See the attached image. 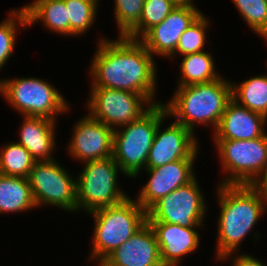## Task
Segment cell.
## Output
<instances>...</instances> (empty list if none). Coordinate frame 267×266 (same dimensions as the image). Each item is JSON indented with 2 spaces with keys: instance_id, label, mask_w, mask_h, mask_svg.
Segmentation results:
<instances>
[{
  "instance_id": "6da1fadb",
  "label": "cell",
  "mask_w": 267,
  "mask_h": 266,
  "mask_svg": "<svg viewBox=\"0 0 267 266\" xmlns=\"http://www.w3.org/2000/svg\"><path fill=\"white\" fill-rule=\"evenodd\" d=\"M89 66L90 88L130 91L145 96L153 105L157 94L158 67L155 57L139 41L117 36L99 37Z\"/></svg>"
},
{
  "instance_id": "7a4b0ae2",
  "label": "cell",
  "mask_w": 267,
  "mask_h": 266,
  "mask_svg": "<svg viewBox=\"0 0 267 266\" xmlns=\"http://www.w3.org/2000/svg\"><path fill=\"white\" fill-rule=\"evenodd\" d=\"M220 213L215 259L240 252V244L267 212V198L252 185H216Z\"/></svg>"
},
{
  "instance_id": "3957f363",
  "label": "cell",
  "mask_w": 267,
  "mask_h": 266,
  "mask_svg": "<svg viewBox=\"0 0 267 266\" xmlns=\"http://www.w3.org/2000/svg\"><path fill=\"white\" fill-rule=\"evenodd\" d=\"M232 99L230 79L220 77L208 83L177 86L164 105L169 119L195 134L198 125L217 129L228 102ZM196 126V127H195Z\"/></svg>"
},
{
  "instance_id": "277c9868",
  "label": "cell",
  "mask_w": 267,
  "mask_h": 266,
  "mask_svg": "<svg viewBox=\"0 0 267 266\" xmlns=\"http://www.w3.org/2000/svg\"><path fill=\"white\" fill-rule=\"evenodd\" d=\"M88 214L94 221L88 260H95L97 266L147 222L146 211L130 196L119 204Z\"/></svg>"
},
{
  "instance_id": "5b68a950",
  "label": "cell",
  "mask_w": 267,
  "mask_h": 266,
  "mask_svg": "<svg viewBox=\"0 0 267 266\" xmlns=\"http://www.w3.org/2000/svg\"><path fill=\"white\" fill-rule=\"evenodd\" d=\"M168 119L164 103L156 104L136 121L114 130L112 157L126 178L134 179L146 169L158 124Z\"/></svg>"
},
{
  "instance_id": "8992f818",
  "label": "cell",
  "mask_w": 267,
  "mask_h": 266,
  "mask_svg": "<svg viewBox=\"0 0 267 266\" xmlns=\"http://www.w3.org/2000/svg\"><path fill=\"white\" fill-rule=\"evenodd\" d=\"M51 82L37 77L0 79V95L21 116L45 117L54 121L70 112V104Z\"/></svg>"
},
{
  "instance_id": "52a82bcc",
  "label": "cell",
  "mask_w": 267,
  "mask_h": 266,
  "mask_svg": "<svg viewBox=\"0 0 267 266\" xmlns=\"http://www.w3.org/2000/svg\"><path fill=\"white\" fill-rule=\"evenodd\" d=\"M82 164L81 172L75 177L77 211L90 213L119 204L129 197L118 183V172H123L112 156Z\"/></svg>"
},
{
  "instance_id": "ba28073f",
  "label": "cell",
  "mask_w": 267,
  "mask_h": 266,
  "mask_svg": "<svg viewBox=\"0 0 267 266\" xmlns=\"http://www.w3.org/2000/svg\"><path fill=\"white\" fill-rule=\"evenodd\" d=\"M217 149L222 185H251L267 162V133L251 140H212Z\"/></svg>"
},
{
  "instance_id": "9c48e42d",
  "label": "cell",
  "mask_w": 267,
  "mask_h": 266,
  "mask_svg": "<svg viewBox=\"0 0 267 266\" xmlns=\"http://www.w3.org/2000/svg\"><path fill=\"white\" fill-rule=\"evenodd\" d=\"M198 179L178 187L156 201L147 211V222H165L182 227H204L207 200Z\"/></svg>"
},
{
  "instance_id": "30bf717a",
  "label": "cell",
  "mask_w": 267,
  "mask_h": 266,
  "mask_svg": "<svg viewBox=\"0 0 267 266\" xmlns=\"http://www.w3.org/2000/svg\"><path fill=\"white\" fill-rule=\"evenodd\" d=\"M55 159L35 161L28 180L38 207L50 205L77 212L76 178Z\"/></svg>"
},
{
  "instance_id": "8fae6325",
  "label": "cell",
  "mask_w": 267,
  "mask_h": 266,
  "mask_svg": "<svg viewBox=\"0 0 267 266\" xmlns=\"http://www.w3.org/2000/svg\"><path fill=\"white\" fill-rule=\"evenodd\" d=\"M89 91L85 104L88 114L112 130L136 121L154 106L139 93L109 88H90Z\"/></svg>"
},
{
  "instance_id": "7c38bea8",
  "label": "cell",
  "mask_w": 267,
  "mask_h": 266,
  "mask_svg": "<svg viewBox=\"0 0 267 266\" xmlns=\"http://www.w3.org/2000/svg\"><path fill=\"white\" fill-rule=\"evenodd\" d=\"M163 122L164 120L158 124L155 132L146 168L161 167L176 160L198 158L200 146L195 134L175 121L164 128Z\"/></svg>"
},
{
  "instance_id": "4fadbf2b",
  "label": "cell",
  "mask_w": 267,
  "mask_h": 266,
  "mask_svg": "<svg viewBox=\"0 0 267 266\" xmlns=\"http://www.w3.org/2000/svg\"><path fill=\"white\" fill-rule=\"evenodd\" d=\"M72 127V138L69 139L66 150L74 161L84 163L112 156L114 130L109 126L87 113Z\"/></svg>"
},
{
  "instance_id": "5bb4252c",
  "label": "cell",
  "mask_w": 267,
  "mask_h": 266,
  "mask_svg": "<svg viewBox=\"0 0 267 266\" xmlns=\"http://www.w3.org/2000/svg\"><path fill=\"white\" fill-rule=\"evenodd\" d=\"M196 160H176L161 167L144 169L149 179L137 194V203L147 211L160 198L192 181L197 176L194 169Z\"/></svg>"
},
{
  "instance_id": "9a60e30c",
  "label": "cell",
  "mask_w": 267,
  "mask_h": 266,
  "mask_svg": "<svg viewBox=\"0 0 267 266\" xmlns=\"http://www.w3.org/2000/svg\"><path fill=\"white\" fill-rule=\"evenodd\" d=\"M197 7L176 6L165 20L149 29L139 41L152 54L169 58L182 33L202 14Z\"/></svg>"
},
{
  "instance_id": "2e32d148",
  "label": "cell",
  "mask_w": 267,
  "mask_h": 266,
  "mask_svg": "<svg viewBox=\"0 0 267 266\" xmlns=\"http://www.w3.org/2000/svg\"><path fill=\"white\" fill-rule=\"evenodd\" d=\"M98 266H164L155 233L146 222Z\"/></svg>"
},
{
  "instance_id": "e0dca14e",
  "label": "cell",
  "mask_w": 267,
  "mask_h": 266,
  "mask_svg": "<svg viewBox=\"0 0 267 266\" xmlns=\"http://www.w3.org/2000/svg\"><path fill=\"white\" fill-rule=\"evenodd\" d=\"M153 229L164 266H179L182 257L196 252L202 227H182L165 222H148Z\"/></svg>"
},
{
  "instance_id": "ac0fdd59",
  "label": "cell",
  "mask_w": 267,
  "mask_h": 266,
  "mask_svg": "<svg viewBox=\"0 0 267 266\" xmlns=\"http://www.w3.org/2000/svg\"><path fill=\"white\" fill-rule=\"evenodd\" d=\"M267 118L231 99L221 117L212 140H251L264 136ZM265 126V128H264Z\"/></svg>"
},
{
  "instance_id": "d6986e66",
  "label": "cell",
  "mask_w": 267,
  "mask_h": 266,
  "mask_svg": "<svg viewBox=\"0 0 267 266\" xmlns=\"http://www.w3.org/2000/svg\"><path fill=\"white\" fill-rule=\"evenodd\" d=\"M16 142L23 145L35 161H49L55 158L56 121L45 117L23 116Z\"/></svg>"
},
{
  "instance_id": "ffe728a7",
  "label": "cell",
  "mask_w": 267,
  "mask_h": 266,
  "mask_svg": "<svg viewBox=\"0 0 267 266\" xmlns=\"http://www.w3.org/2000/svg\"><path fill=\"white\" fill-rule=\"evenodd\" d=\"M23 8L28 27L41 22L46 30L69 37V17L64 0H34Z\"/></svg>"
},
{
  "instance_id": "44dd1931",
  "label": "cell",
  "mask_w": 267,
  "mask_h": 266,
  "mask_svg": "<svg viewBox=\"0 0 267 266\" xmlns=\"http://www.w3.org/2000/svg\"><path fill=\"white\" fill-rule=\"evenodd\" d=\"M36 209L29 180L0 174V214L22 213Z\"/></svg>"
},
{
  "instance_id": "7402d4cb",
  "label": "cell",
  "mask_w": 267,
  "mask_h": 266,
  "mask_svg": "<svg viewBox=\"0 0 267 266\" xmlns=\"http://www.w3.org/2000/svg\"><path fill=\"white\" fill-rule=\"evenodd\" d=\"M211 52L202 51L182 56L179 80L176 86L208 83L221 77L216 70ZM219 73V74H218Z\"/></svg>"
},
{
  "instance_id": "603a6c76",
  "label": "cell",
  "mask_w": 267,
  "mask_h": 266,
  "mask_svg": "<svg viewBox=\"0 0 267 266\" xmlns=\"http://www.w3.org/2000/svg\"><path fill=\"white\" fill-rule=\"evenodd\" d=\"M241 82H231L232 99L267 118V73L249 77Z\"/></svg>"
},
{
  "instance_id": "cb8c5ba5",
  "label": "cell",
  "mask_w": 267,
  "mask_h": 266,
  "mask_svg": "<svg viewBox=\"0 0 267 266\" xmlns=\"http://www.w3.org/2000/svg\"><path fill=\"white\" fill-rule=\"evenodd\" d=\"M35 160L30 152L16 141L0 148V174L13 177H29Z\"/></svg>"
},
{
  "instance_id": "d4e9b609",
  "label": "cell",
  "mask_w": 267,
  "mask_h": 266,
  "mask_svg": "<svg viewBox=\"0 0 267 266\" xmlns=\"http://www.w3.org/2000/svg\"><path fill=\"white\" fill-rule=\"evenodd\" d=\"M20 28L28 29L24 8L10 9L8 17L0 21V70L10 60L16 48V38L18 30H21Z\"/></svg>"
},
{
  "instance_id": "484cf974",
  "label": "cell",
  "mask_w": 267,
  "mask_h": 266,
  "mask_svg": "<svg viewBox=\"0 0 267 266\" xmlns=\"http://www.w3.org/2000/svg\"><path fill=\"white\" fill-rule=\"evenodd\" d=\"M69 17V36H85L95 21L99 6L92 0H64Z\"/></svg>"
},
{
  "instance_id": "4316f807",
  "label": "cell",
  "mask_w": 267,
  "mask_h": 266,
  "mask_svg": "<svg viewBox=\"0 0 267 266\" xmlns=\"http://www.w3.org/2000/svg\"><path fill=\"white\" fill-rule=\"evenodd\" d=\"M176 6L172 0H145L139 23L125 37L139 40L149 29L165 20Z\"/></svg>"
},
{
  "instance_id": "83f0119b",
  "label": "cell",
  "mask_w": 267,
  "mask_h": 266,
  "mask_svg": "<svg viewBox=\"0 0 267 266\" xmlns=\"http://www.w3.org/2000/svg\"><path fill=\"white\" fill-rule=\"evenodd\" d=\"M209 19L202 13L181 35L175 52L169 59H175L176 55L185 56L188 54L205 51L207 29L210 26Z\"/></svg>"
},
{
  "instance_id": "f1b7e54d",
  "label": "cell",
  "mask_w": 267,
  "mask_h": 266,
  "mask_svg": "<svg viewBox=\"0 0 267 266\" xmlns=\"http://www.w3.org/2000/svg\"><path fill=\"white\" fill-rule=\"evenodd\" d=\"M247 26L267 41V0H231Z\"/></svg>"
},
{
  "instance_id": "f546056e",
  "label": "cell",
  "mask_w": 267,
  "mask_h": 266,
  "mask_svg": "<svg viewBox=\"0 0 267 266\" xmlns=\"http://www.w3.org/2000/svg\"><path fill=\"white\" fill-rule=\"evenodd\" d=\"M119 36H126L140 21L145 0H113Z\"/></svg>"
},
{
  "instance_id": "4dcf8cb0",
  "label": "cell",
  "mask_w": 267,
  "mask_h": 266,
  "mask_svg": "<svg viewBox=\"0 0 267 266\" xmlns=\"http://www.w3.org/2000/svg\"><path fill=\"white\" fill-rule=\"evenodd\" d=\"M230 259V260H229ZM230 261L231 266H266L261 259H258L255 256L253 257L252 254H245V253H239L237 252L235 256V252L228 253L224 256H222L219 261Z\"/></svg>"
},
{
  "instance_id": "1f68e13d",
  "label": "cell",
  "mask_w": 267,
  "mask_h": 266,
  "mask_svg": "<svg viewBox=\"0 0 267 266\" xmlns=\"http://www.w3.org/2000/svg\"><path fill=\"white\" fill-rule=\"evenodd\" d=\"M251 185L267 198V162L261 174Z\"/></svg>"
},
{
  "instance_id": "d6a6232c",
  "label": "cell",
  "mask_w": 267,
  "mask_h": 266,
  "mask_svg": "<svg viewBox=\"0 0 267 266\" xmlns=\"http://www.w3.org/2000/svg\"><path fill=\"white\" fill-rule=\"evenodd\" d=\"M176 5L178 6H191V7H197L195 6V0H172ZM194 1V2H193Z\"/></svg>"
},
{
  "instance_id": "836d02e7",
  "label": "cell",
  "mask_w": 267,
  "mask_h": 266,
  "mask_svg": "<svg viewBox=\"0 0 267 266\" xmlns=\"http://www.w3.org/2000/svg\"><path fill=\"white\" fill-rule=\"evenodd\" d=\"M92 1L96 2L98 5L100 3V0H92Z\"/></svg>"
}]
</instances>
